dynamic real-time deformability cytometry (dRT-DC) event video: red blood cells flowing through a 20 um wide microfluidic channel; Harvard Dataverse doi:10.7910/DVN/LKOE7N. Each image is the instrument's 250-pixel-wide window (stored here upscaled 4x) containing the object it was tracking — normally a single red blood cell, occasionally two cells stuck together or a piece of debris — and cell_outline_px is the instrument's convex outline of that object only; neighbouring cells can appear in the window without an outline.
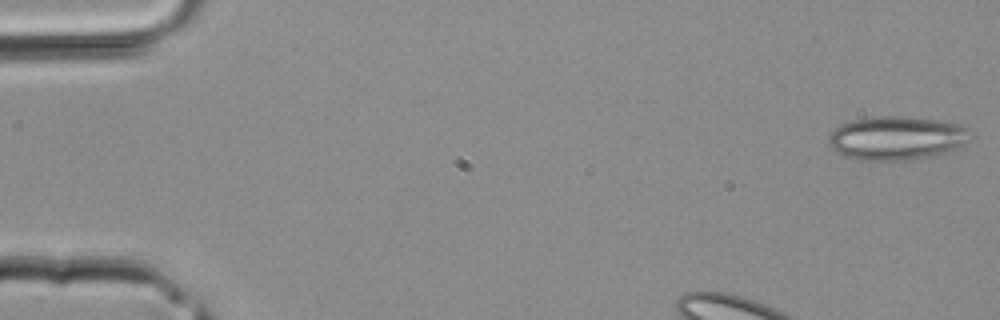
{"species": "common noctule bat (a hibernating species)", "species_latin": "Nyctalus noctula", "temperature_condition": "room temperature", "stored_images_in_passage": 3, "camera_frame_rate_fps": 3000, "um_per_image_px": 0.085, "animal": {"sex": "male", "body_mass_g": 20.4}, "frame": {"image": 1, "passage_image": 1, "time_ms": 0.0, "image_size_px": [1000, 320], "cell_outline_px": [[968, 140], [964, 144], [956, 148], [944, 152], [924, 156], [896, 160], [860, 160], [844, 156], [836, 152], [828, 144], [828, 136], [836, 128], [844, 124], [856, 120], [876, 116], [900, 116], [948, 120], [960, 124], [964, 128]], "centroid_in_image_um": [76.16, 11.71], "position_along_channel_um": 8.8, "area_um2": 35.43}}